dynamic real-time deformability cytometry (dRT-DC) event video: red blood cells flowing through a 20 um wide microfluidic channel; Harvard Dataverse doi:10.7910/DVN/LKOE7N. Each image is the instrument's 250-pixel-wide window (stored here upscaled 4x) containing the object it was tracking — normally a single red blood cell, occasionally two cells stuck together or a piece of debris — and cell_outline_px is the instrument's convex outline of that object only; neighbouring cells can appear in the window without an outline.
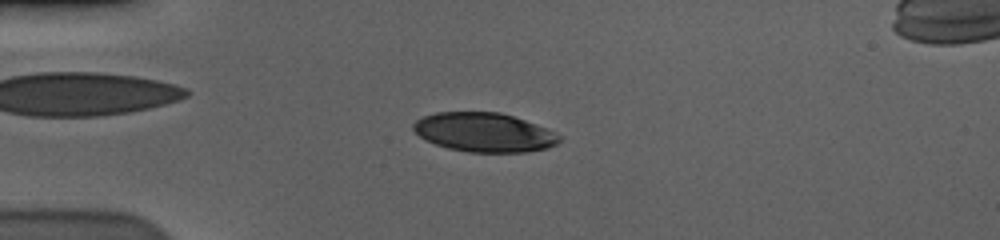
{"species": "human", "species_latin": "Homo sapiens", "temperature_condition": "cold", "stored_images_in_passage": 53, "camera_frame_rate_fps": 3000, "um_per_image_px": 0.085, "donor": {"sex": "male"}, "frame": {"image": 1, "passage_image": 11, "time_ms": 3.333, "image_size_px": [1000, 240], "cell_outline_px": [[560, 140], [556, 144], [548, 148], [528, 152], [468, 152], [448, 148], [436, 144], [420, 136], [412, 128], [412, 124], [416, 120], [424, 116], [436, 112], [500, 112], [524, 120], [544, 128], [560, 136]], "centroid_in_image_um": [41.13, 11.25], "position_along_channel_um": 43.9, "area_um2": 32.95}}
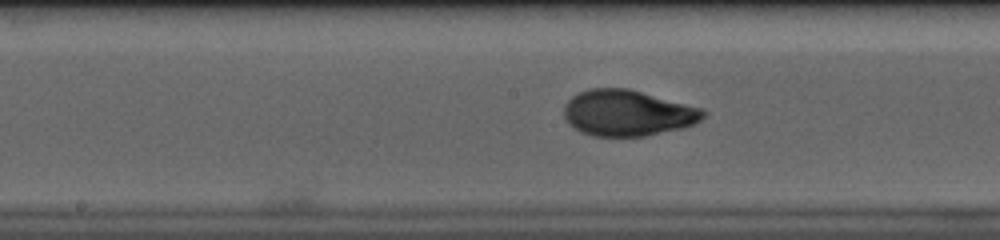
{"frame": {"image": 2, "passage_image": 26, "time_ms": 8.333, "image_size_px": [1000, 240], "cell_outline_px": [[708, 112], [700, 120], [684, 128], [644, 136], [592, 136], [580, 132], [568, 124], [564, 116], [564, 104], [572, 96], [580, 92], [592, 88], [628, 88], [704, 108]], "centroid_in_image_um": [53.35, 9.6], "position_along_channel_um": 194.9, "area_um2": 37.57}}
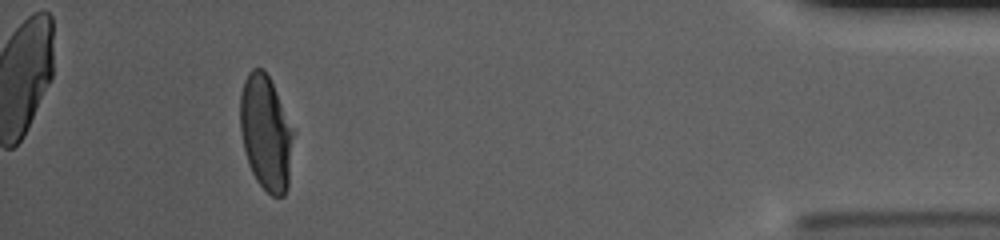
{"frame": {"image": 3, "passage_image": 49, "time_ms": 16.0, "image_size_px": [1000, 240], "cell_outline_px": [[296, 132], [288, 188], [284, 196], [272, 196], [256, 180], [248, 164], [244, 148], [240, 128], [240, 96], [244, 80], [248, 72], [252, 68], [264, 68], [296, 128]], "centroid_in_image_um": [22.65, 11.28], "position_along_channel_um": 412.5, "area_um2": 36.65}, "authors_computed_cell_mechanics": {"area_um2": 36.2984, "velocity_mm_per_s": 3.5789, "shape_relaxation_time_tau1_ms": 4.113, "shape_relaxation_time_tau2_ms": 0.9568, "deformation_change_tau1": 0.1981, "deformation_change_tau2": 0.0431}}